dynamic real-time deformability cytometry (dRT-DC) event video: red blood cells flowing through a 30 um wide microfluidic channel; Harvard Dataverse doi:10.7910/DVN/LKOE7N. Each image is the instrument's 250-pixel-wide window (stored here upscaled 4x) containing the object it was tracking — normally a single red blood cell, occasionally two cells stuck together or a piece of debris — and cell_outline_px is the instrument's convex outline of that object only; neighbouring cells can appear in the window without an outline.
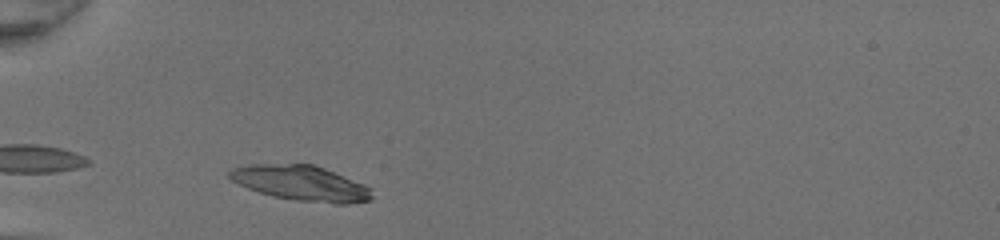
{"species": "common noctule bat (a hibernating species)", "species_latin": "Nyctalus noctula", "temperature_condition": "room temperature", "stored_images_in_passage": 28, "camera_frame_rate_fps": 3000, "um_per_image_px": 0.085, "animal": {"sex": "female", "body_mass_g": 20.0, "forearm_length_mm": 54.0}, "frame": {"image": 1, "passage_image": 3, "time_ms": 0.667, "image_size_px": [1000, 240], "cell_outline_px": [[372, 200], [348, 204], [332, 204], [296, 200], [272, 196], [248, 188], [232, 180], [228, 176], [228, 172], [232, 168], [252, 164], [312, 164], [324, 168], [364, 184], [372, 188]], "centroid_in_image_um": [25.62, 15.58], "position_along_channel_um": 59.4, "area_um2": 29.19}}
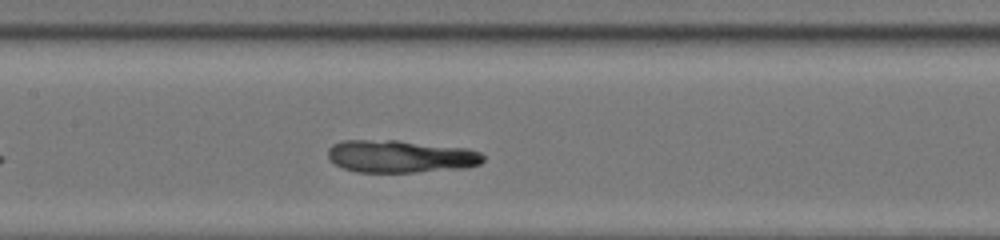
{"frame": {"image": 2, "passage_image": 12, "time_ms": 3.667, "image_size_px": [1000, 240], "cell_outline_px": [[484, 160], [480, 164], [464, 168], [412, 172], [356, 172], [344, 168], [336, 164], [328, 156], [328, 148], [332, 144], [344, 140], [396, 140], [468, 148], [480, 152], [484, 156]], "centroid_in_image_um": [34.05, 13.29], "position_along_channel_um": 173.3, "area_um2": 29.42}}
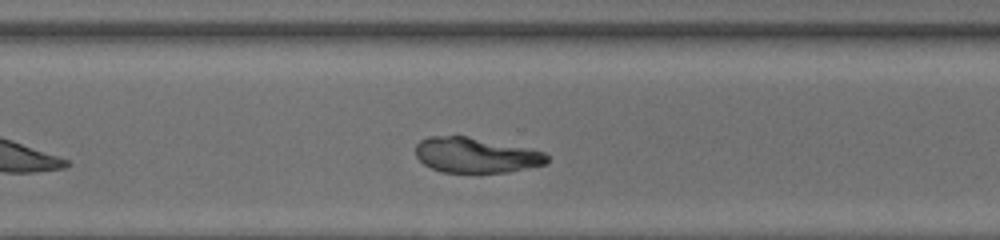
{"frame": {"image": 3, "passage_image": 23, "time_ms": 7.333, "image_size_px": [1000, 240], "cell_outline_px": [[548, 160], [544, 164], [508, 172], [444, 172], [432, 168], [424, 164], [416, 156], [416, 144], [420, 140], [428, 136], [468, 136], [544, 152], [548, 156]], "centroid_in_image_um": [40.4, 13.18], "position_along_channel_um": 330.2, "area_um2": 26.59}, "authors_computed_cell_mechanics": {"area_um2": 28.3509, "velocity_mm_per_s": 4.289, "shape_relaxation_time_tau1_ms": null, "shape_relaxation_time_tau2_ms": 3.4698, "deformation_change_tau1": null, "deformation_change_tau2": 0.0377}}